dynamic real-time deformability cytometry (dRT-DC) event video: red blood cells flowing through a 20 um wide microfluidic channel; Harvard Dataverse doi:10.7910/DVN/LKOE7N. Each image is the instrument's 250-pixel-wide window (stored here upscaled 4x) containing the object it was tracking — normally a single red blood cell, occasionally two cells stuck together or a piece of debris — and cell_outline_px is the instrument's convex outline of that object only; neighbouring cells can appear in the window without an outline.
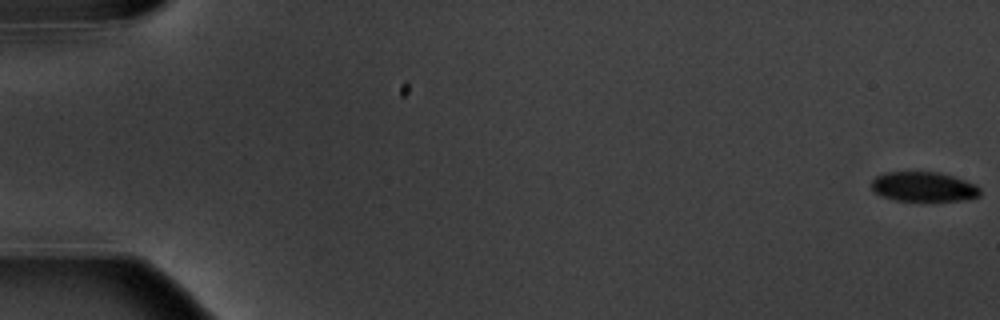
{"species": "common noctule bat (a hibernating species)", "species_latin": "Nyctalus noctula", "temperature_condition": "warm", "stored_images_in_passage": 6, "camera_frame_rate_fps": 3000, "um_per_image_px": 0.085, "animal": {"sex": "male", "body_mass_g": 20.1, "forearm_length_mm": 53.5}, "frame": {"image": 1, "passage_image": 1, "time_ms": 0.0, "image_size_px": [1000, 320], "cell_outline_px": [[980, 196], [964, 200], [896, 200], [880, 196], [872, 188], [872, 180], [876, 176], [884, 172], [940, 172], [976, 184], [980, 188]], "centroid_in_image_um": [78.51, 15.86], "position_along_channel_um": 6.5, "area_um2": 18.67}}
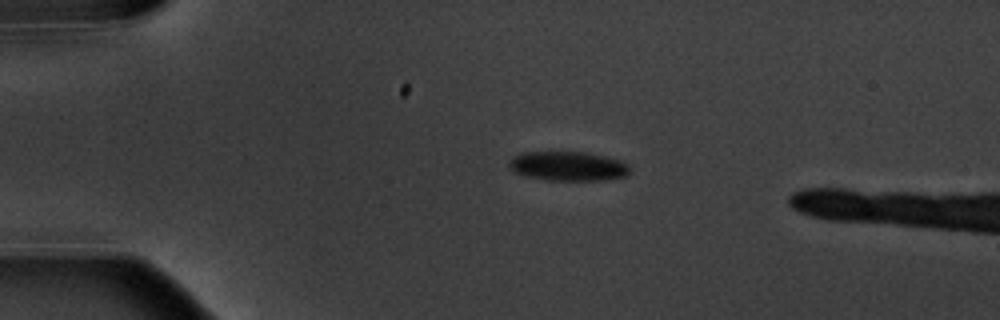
{"frame": {"image": 2, "passage_image": 4, "time_ms": 4.333, "image_size_px": [1000, 320], "cell_outline_px": [[632, 172], [628, 176], [604, 180], [544, 180], [524, 176], [508, 168], [508, 160], [512, 156], [520, 152], [584, 152], [604, 156], [620, 160], [628, 164]], "centroid_in_image_um": [48.27, 14.12], "position_along_channel_um": 36.7, "area_um2": 21.04}}